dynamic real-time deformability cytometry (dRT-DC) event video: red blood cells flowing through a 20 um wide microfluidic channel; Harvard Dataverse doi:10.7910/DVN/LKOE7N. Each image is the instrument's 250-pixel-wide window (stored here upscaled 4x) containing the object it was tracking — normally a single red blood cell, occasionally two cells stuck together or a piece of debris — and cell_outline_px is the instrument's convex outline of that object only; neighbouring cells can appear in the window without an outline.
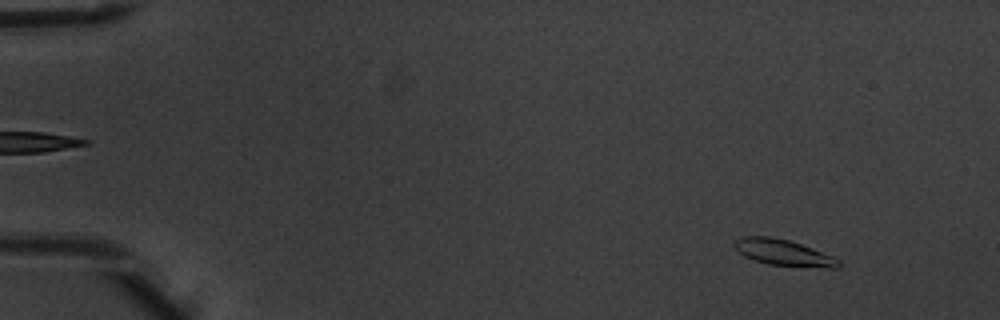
{"species": "common noctule bat (a hibernating species)", "species_latin": "Nyctalus noctula", "temperature_condition": "warm", "stored_images_in_passage": 5, "camera_frame_rate_fps": 3000, "um_per_image_px": 0.085, "animal": {"sex": "male", "body_mass_g": 20.1, "forearm_length_mm": 53.5}, "frame": {"image": 1, "passage_image": 1, "time_ms": 0.0, "image_size_px": [1000, 320], "cell_outline_px": [[840, 268], [832, 268], [768, 264], [744, 256], [732, 244], [740, 236], [768, 236], [788, 240], [800, 244], [832, 256], [840, 260]], "centroid_in_image_um": [66.58, 21.46], "position_along_channel_um": 18.4, "area_um2": 15.55}}
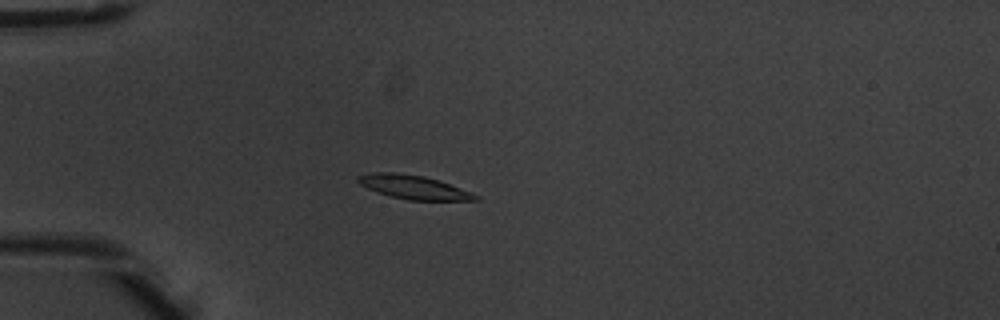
{"frame": {"image": 2, "passage_image": 4, "time_ms": 1.0, "image_size_px": [1000, 320], "cell_outline_px": [[480, 200], [408, 200], [376, 192], [360, 184], [356, 180], [356, 176], [372, 172], [396, 172], [424, 176], [472, 192], [480, 196]], "centroid_in_image_um": [35.13, 15.9], "position_along_channel_um": 49.9, "area_um2": 16.18}}